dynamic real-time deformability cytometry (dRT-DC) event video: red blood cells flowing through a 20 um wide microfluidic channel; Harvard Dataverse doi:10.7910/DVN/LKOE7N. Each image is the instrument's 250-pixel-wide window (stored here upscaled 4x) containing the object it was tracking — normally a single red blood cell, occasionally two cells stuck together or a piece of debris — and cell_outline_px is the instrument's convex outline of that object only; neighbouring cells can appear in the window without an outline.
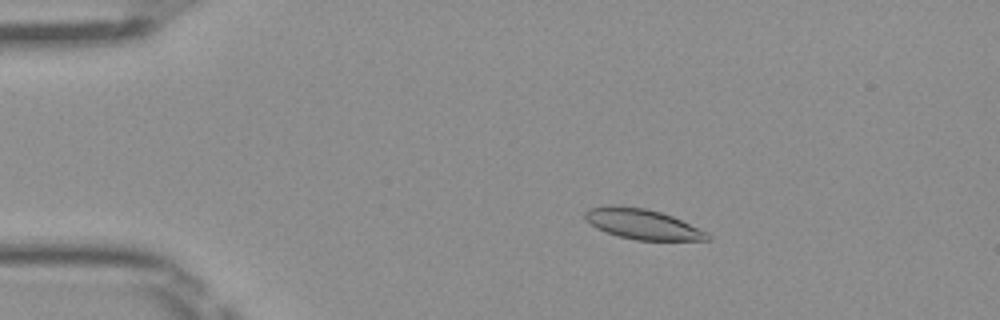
{"species": "Egyptian fruit bat (a non-hibernating species)", "species_latin": "Rousettus aegyptiacus", "temperature_condition": "room temperature", "stored_images_in_passage": 44, "camera_frame_rate_fps": 3000, "um_per_image_px": 0.085, "frame": {"image": 1, "passage_image": 3, "time_ms": 0.667, "image_size_px": [1000, 320], "cell_outline_px": [[712, 236], [708, 240], [636, 240], [616, 236], [596, 228], [584, 216], [584, 212], [588, 208], [612, 204], [644, 208], [660, 212], [672, 216], [708, 232]], "centroid_in_image_um": [54.6, 19.04], "position_along_channel_um": 30.4, "area_um2": 21.62}}
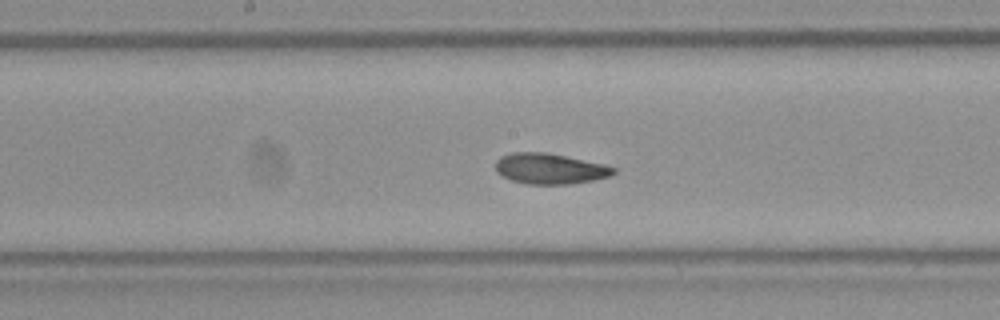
{"frame": {"image": 2, "passage_image": 20, "time_ms": 6.333, "image_size_px": [1000, 320], "cell_outline_px": [[616, 172], [608, 176], [592, 180], [568, 184], [528, 184], [512, 180], [500, 176], [496, 172], [496, 160], [500, 156], [512, 152], [548, 152], [604, 164], [616, 168]], "centroid_in_image_um": [46.7, 14.33], "position_along_channel_um": 201.5, "area_um2": 21.1}}
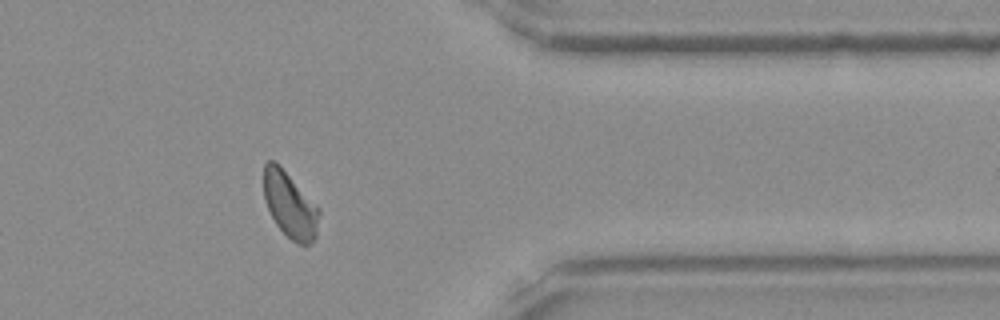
{"frame": {"image": 3, "passage_image": 35, "time_ms": 11.333, "image_size_px": [1000, 320], "cell_outline_px": [[320, 212], [316, 236], [308, 244], [300, 244], [292, 240], [276, 224], [264, 200], [264, 164], [268, 160], [272, 160], [280, 164], [320, 208]], "centroid_in_image_um": [24.65, 17.38], "position_along_channel_um": 386.8, "area_um2": 21.21}, "authors_computed_cell_mechanics": {"area_um2": 21.2126, "velocity_mm_per_s": 4.0157, "shape_relaxation_time_tau1_ms": 5.0644, "shape_relaxation_time_tau2_ms": 1.7176, "deformation_change_tau1": 0.1355, "deformation_change_tau2": 0.0752}}